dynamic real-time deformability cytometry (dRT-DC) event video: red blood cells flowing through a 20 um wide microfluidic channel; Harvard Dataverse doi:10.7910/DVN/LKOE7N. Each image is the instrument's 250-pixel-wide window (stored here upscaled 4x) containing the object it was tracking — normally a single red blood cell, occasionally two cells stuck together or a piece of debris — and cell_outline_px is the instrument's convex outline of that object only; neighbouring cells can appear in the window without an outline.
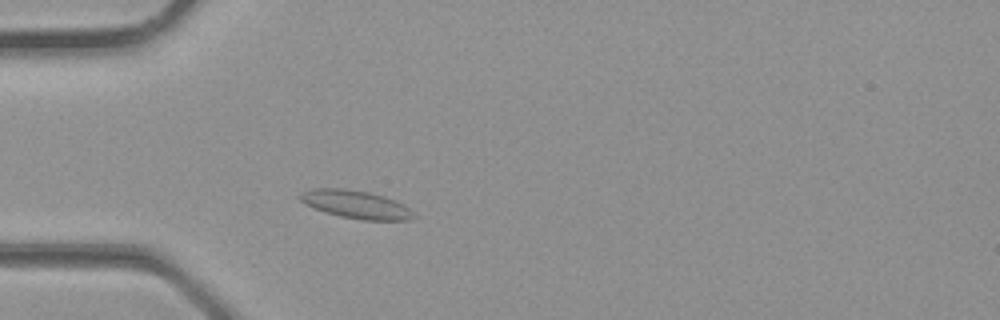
{"species": "common noctule bat (a hibernating species)", "species_latin": "Nyctalus noctula", "temperature_condition": "room temperature", "stored_images_in_passage": 30, "camera_frame_rate_fps": 3000, "um_per_image_px": 0.085, "animal": {"sex": "male", "body_mass_g": 23.1, "forearm_length_mm": 52.7}, "frame": {"image": 1, "passage_image": 6, "time_ms": 1.667, "image_size_px": [1000, 320], "cell_outline_px": [[408, 216], [404, 220], [364, 220], [344, 216], [328, 212], [316, 208], [300, 200], [300, 196], [304, 192], [320, 188], [336, 188], [368, 192], [392, 200], [400, 204], [404, 208]], "centroid_in_image_um": [30.14, 17.36], "position_along_channel_um": 54.9, "area_um2": 16.94}}
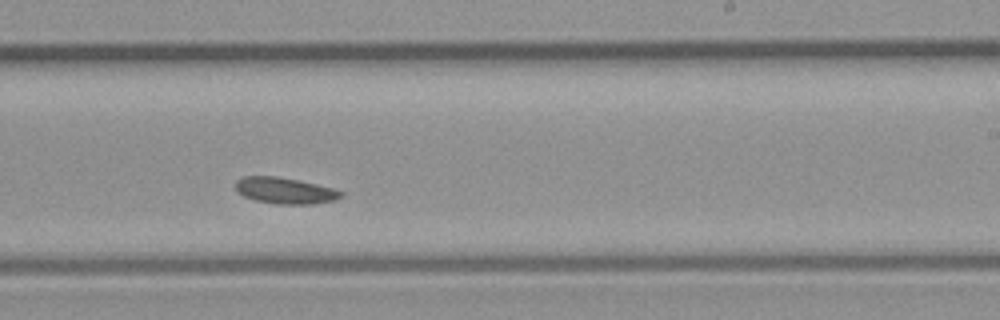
{"frame": {"image": 2, "passage_image": 17, "time_ms": 5.333, "image_size_px": [1000, 320], "cell_outline_px": [[340, 196], [332, 200], [308, 204], [280, 204], [256, 200], [244, 196], [236, 188], [236, 180], [244, 176], [276, 176], [296, 180], [332, 188], [340, 192]], "centroid_in_image_um": [24.14, 16.19], "position_along_channel_um": 264.9, "area_um2": 15.49}}
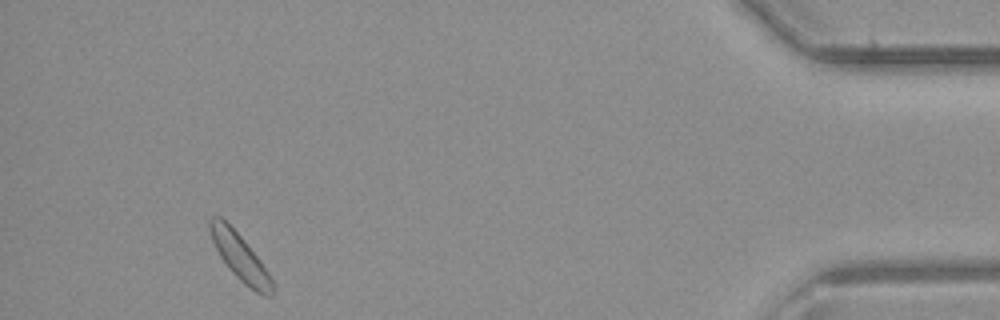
{"frame": {"image": 3, "passage_image": 28, "time_ms": 9.0, "image_size_px": [1000, 320], "cell_outline_px": [[272, 296], [264, 296], [256, 292], [244, 284], [232, 272], [220, 256], [212, 240], [208, 224], [208, 220], [212, 216], [220, 216], [240, 236], [260, 260], [268, 272], [272, 280]], "centroid_in_image_um": [20.38, 21.85], "position_along_channel_um": 414.8, "area_um2": 16.47}}